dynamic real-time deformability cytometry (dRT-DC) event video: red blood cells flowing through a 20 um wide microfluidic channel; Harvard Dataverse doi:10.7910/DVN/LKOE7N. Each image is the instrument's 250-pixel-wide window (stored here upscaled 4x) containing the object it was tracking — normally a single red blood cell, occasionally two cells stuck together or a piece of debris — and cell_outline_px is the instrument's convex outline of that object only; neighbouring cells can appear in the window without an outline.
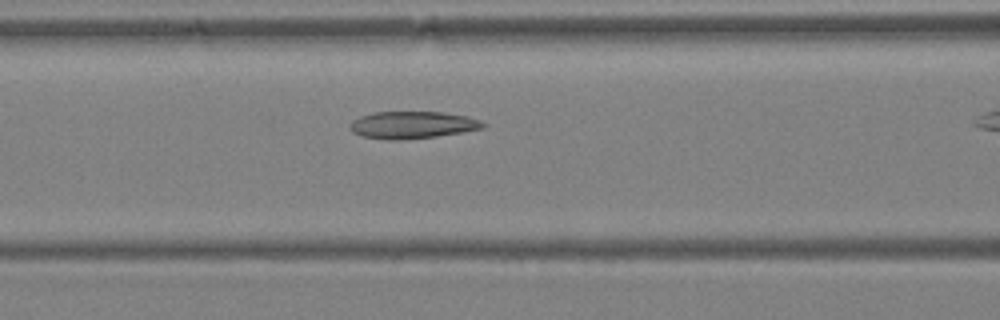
{"species": "Egyptian fruit bat (a non-hibernating species)", "species_latin": "Rousettus aegyptiacus", "temperature_condition": "warm", "stored_images_in_passage": 27, "camera_frame_rate_fps": 3000, "um_per_image_px": 0.085, "animal": {"sex": "female"}, "frame": {"image": 1, "passage_image": 11, "time_ms": 3.333, "image_size_px": [1000, 320], "cell_outline_px": [[488, 124], [484, 128], [436, 136], [400, 140], [384, 140], [360, 136], [352, 132], [348, 128], [348, 124], [352, 120], [360, 116], [376, 112], [444, 112], [468, 116], [480, 120]], "centroid_in_image_um": [35.02, 10.62], "position_along_channel_um": 131.6, "area_um2": 21.33}}
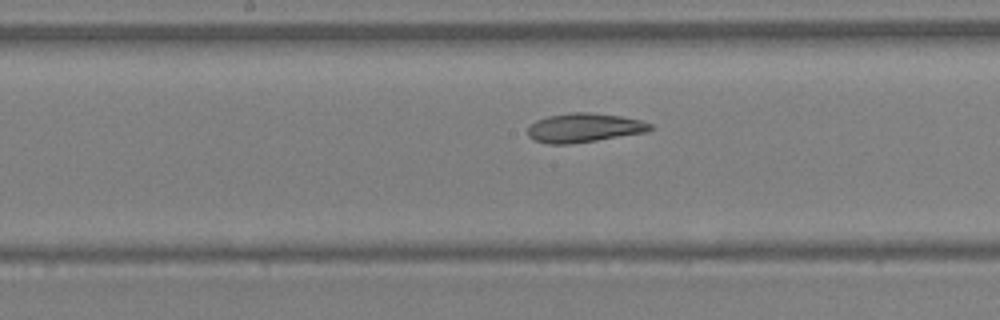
{"frame": {"image": 2, "passage_image": 15, "time_ms": 4.667, "image_size_px": [1000, 320], "cell_outline_px": [[652, 128], [644, 132], [572, 144], [548, 144], [536, 140], [528, 136], [528, 128], [536, 120], [548, 116], [572, 112], [588, 112], [620, 116], [640, 120], [652, 124]], "centroid_in_image_um": [49.62, 10.86], "position_along_channel_um": 198.6, "area_um2": 20.46}}
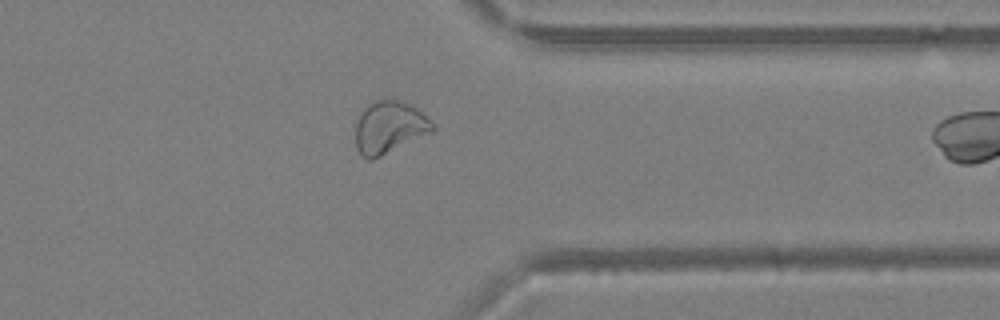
{"frame": {"image": 3, "passage_image": 26, "time_ms": 8.333, "image_size_px": [1000, 320], "cell_outline_px": [[436, 128], [432, 132], [372, 160], [368, 160], [360, 156], [356, 148], [356, 120], [360, 108], [372, 100], [396, 100], [408, 104], [416, 108]], "centroid_in_image_um": [33.01, 10.82], "position_along_channel_um": 378.4, "area_um2": 23.52}}